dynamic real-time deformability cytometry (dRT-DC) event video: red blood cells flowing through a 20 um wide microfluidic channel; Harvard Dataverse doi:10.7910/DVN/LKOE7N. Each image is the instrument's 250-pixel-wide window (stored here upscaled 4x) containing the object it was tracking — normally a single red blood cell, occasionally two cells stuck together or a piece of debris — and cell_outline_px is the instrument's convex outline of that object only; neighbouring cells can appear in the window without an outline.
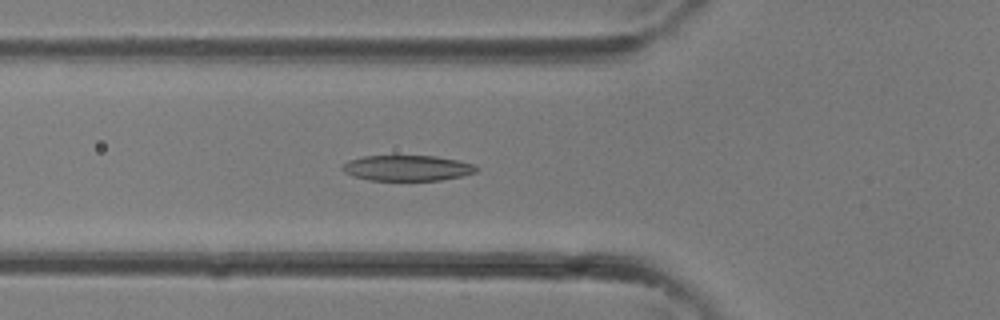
{"species": "common noctule bat (a hibernating species)", "species_latin": "Nyctalus noctula", "temperature_condition": "room temperature", "stored_images_in_passage": 35, "camera_frame_rate_fps": 3000, "um_per_image_px": 0.085, "animal": {"sex": "female"}, "frame": {"image": 1, "passage_image": 12, "time_ms": 3.667, "image_size_px": [1000, 320], "cell_outline_px": [[480, 168], [476, 172], [460, 176], [440, 180], [368, 180], [352, 176], [344, 172], [340, 168], [348, 160], [364, 156], [436, 156], [476, 164]], "centroid_in_image_um": [34.61, 14.28], "position_along_channel_um": 91.2, "area_um2": 20.0}}
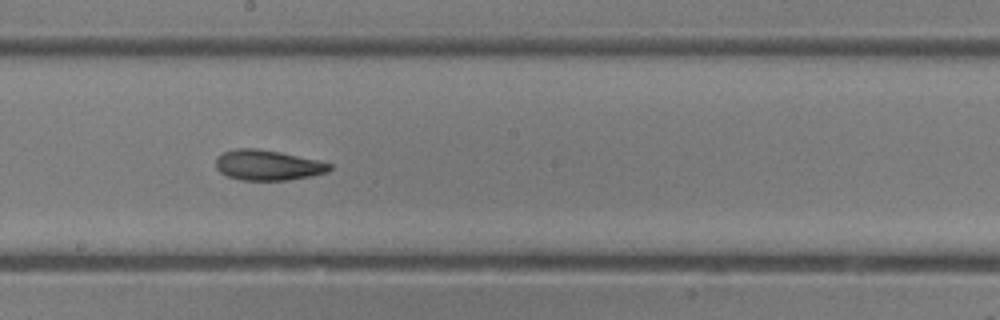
{"frame": {"image": 2, "passage_image": 19, "time_ms": 6.0, "image_size_px": [1000, 320], "cell_outline_px": [[332, 168], [328, 172], [312, 176], [288, 180], [240, 180], [228, 176], [220, 172], [216, 168], [216, 156], [224, 152], [236, 148], [256, 148], [280, 152], [316, 160], [332, 164]], "centroid_in_image_um": [22.75, 14.04], "position_along_channel_um": 225.5, "area_um2": 20.11}}
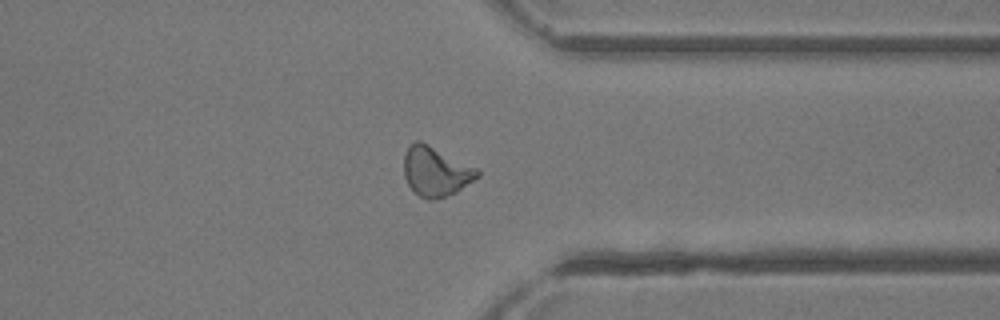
{"frame": {"image": 3, "passage_image": 27, "time_ms": 8.667, "image_size_px": [1000, 320], "cell_outline_px": [[480, 176], [456, 192], [432, 200], [428, 200], [420, 196], [408, 184], [404, 176], [404, 156], [408, 148], [416, 140], [420, 140], [476, 168], [480, 172]], "centroid_in_image_um": [37.03, 14.57], "position_along_channel_um": 374.4, "area_um2": 20.81}}